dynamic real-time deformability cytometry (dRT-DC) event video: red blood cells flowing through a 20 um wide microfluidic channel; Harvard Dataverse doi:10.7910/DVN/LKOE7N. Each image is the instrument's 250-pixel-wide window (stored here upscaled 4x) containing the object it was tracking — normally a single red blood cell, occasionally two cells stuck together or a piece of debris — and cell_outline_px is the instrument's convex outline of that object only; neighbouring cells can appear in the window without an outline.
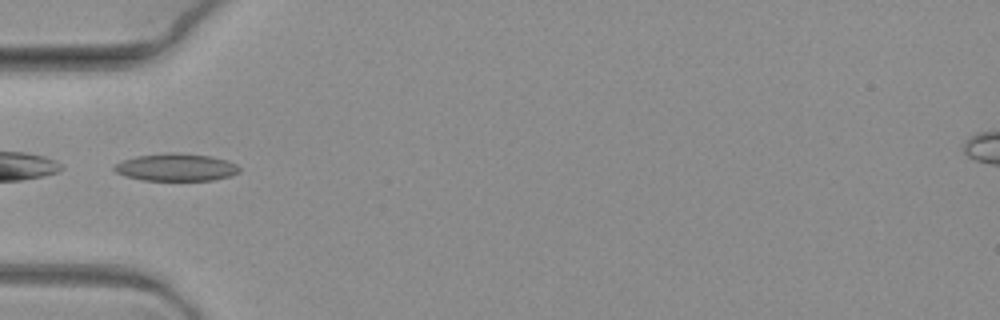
{"species": "common noctule bat (a hibernating species)", "species_latin": "Nyctalus noctula", "temperature_condition": "warm", "stored_images_in_passage": 9, "camera_frame_rate_fps": 3000, "um_per_image_px": 0.085, "animal": {"sex": "female", "body_mass_g": 19.3, "forearm_length_mm": 54.1}, "frame": {"image": 1, "passage_image": 7, "time_ms": 2.0, "image_size_px": [1000, 320], "cell_outline_px": [[240, 172], [232, 176], [212, 180], [144, 180], [124, 176], [116, 172], [112, 168], [116, 164], [124, 160], [136, 156], [168, 152], [176, 152], [212, 156], [228, 160], [236, 164], [240, 168]], "centroid_in_image_um": [15.0, 14.21], "position_along_channel_um": 70.0, "area_um2": 20.17}}
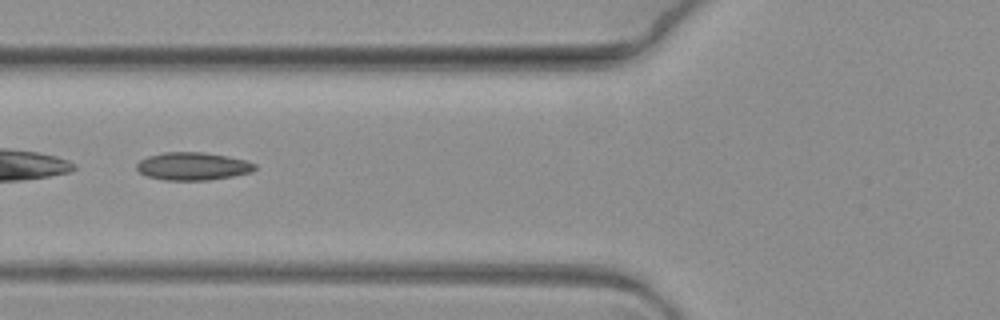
{"frame": {"image": 2, "passage_image": 8, "time_ms": 2.333, "image_size_px": [1000, 320], "cell_outline_px": [[256, 168], [252, 172], [232, 176], [208, 180], [164, 180], [148, 176], [140, 172], [136, 168], [136, 164], [140, 160], [148, 156], [164, 152], [204, 152], [228, 156], [248, 160], [256, 164]], "centroid_in_image_um": [16.41, 14.12], "position_along_channel_um": 109.4, "area_um2": 19.25}}